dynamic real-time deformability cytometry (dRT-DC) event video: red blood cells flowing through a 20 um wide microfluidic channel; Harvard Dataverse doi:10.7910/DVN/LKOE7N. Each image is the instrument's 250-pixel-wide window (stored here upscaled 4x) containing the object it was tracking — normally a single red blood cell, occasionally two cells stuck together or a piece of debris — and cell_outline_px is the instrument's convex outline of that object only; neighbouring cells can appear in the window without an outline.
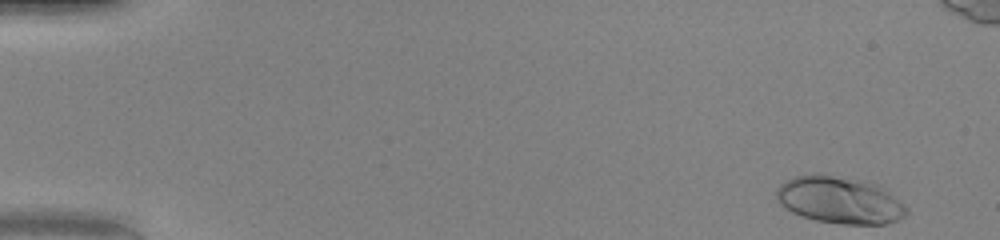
{"species": "human", "species_latin": "Homo sapiens", "temperature_condition": "warm", "stored_images_in_passage": 13, "camera_frame_rate_fps": 3000, "um_per_image_px": 0.085, "donor": {"sex": "female"}, "frame": {"image": 1, "passage_image": 1, "time_ms": 0.0, "image_size_px": [1000, 240], "cell_outline_px": [[908, 212], [904, 216], [896, 220], [884, 224], [840, 224], [816, 220], [800, 216], [784, 208], [780, 204], [776, 196], [776, 188], [784, 180], [796, 176], [820, 172], [864, 180], [880, 184], [904, 204], [908, 208]], "centroid_in_image_um": [71.35, 16.98], "position_along_channel_um": 13.6, "area_um2": 36.36}}